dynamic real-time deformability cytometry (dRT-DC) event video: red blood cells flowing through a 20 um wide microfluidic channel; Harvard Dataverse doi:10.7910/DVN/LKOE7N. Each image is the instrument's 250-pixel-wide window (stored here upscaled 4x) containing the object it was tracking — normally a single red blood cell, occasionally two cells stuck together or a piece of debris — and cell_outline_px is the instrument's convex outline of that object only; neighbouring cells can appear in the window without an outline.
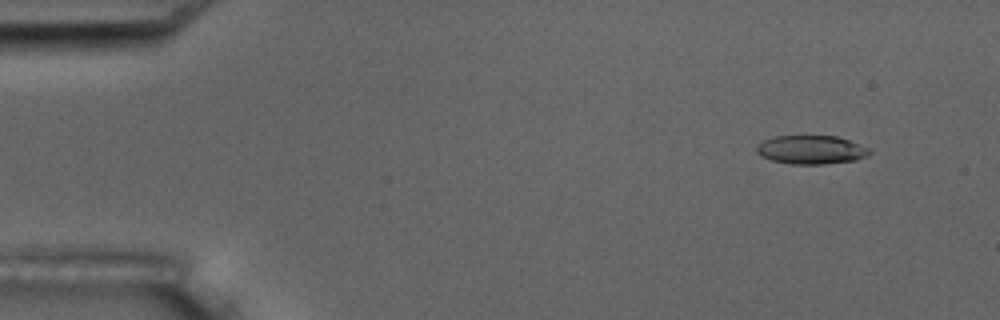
{"species": "common noctule bat (a hibernating species)", "species_latin": "Nyctalus noctula", "temperature_condition": "room temperature", "stored_images_in_passage": 11, "camera_frame_rate_fps": 3000, "um_per_image_px": 0.085, "animal": {"sex": "male", "body_mass_g": 17.5, "forearm_length_mm": 52.3}, "frame": {"image": 1, "passage_image": 2, "time_ms": 1.0, "image_size_px": [1000, 320], "cell_outline_px": [[872, 152], [868, 156], [856, 160], [824, 164], [792, 164], [772, 160], [760, 156], [756, 152], [756, 148], [764, 140], [772, 136], [836, 136], [848, 140], [868, 148]], "centroid_in_image_um": [68.94, 12.73], "position_along_channel_um": 16.1, "area_um2": 18.79}}
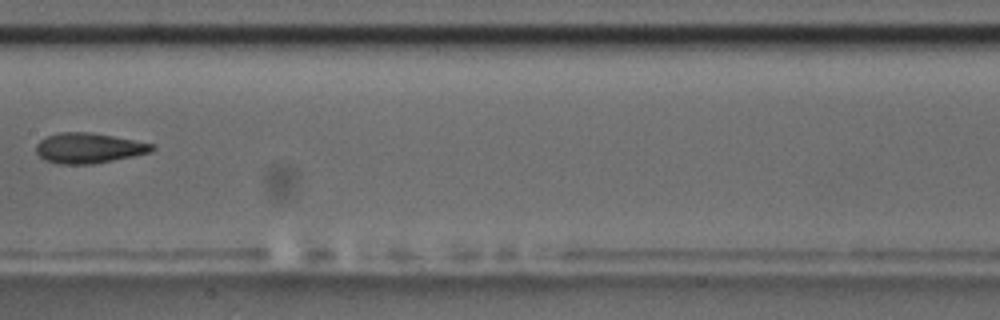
{"frame": {"image": 2, "passage_image": 8, "time_ms": 9.0, "image_size_px": [1000, 320], "cell_outline_px": [[156, 148], [152, 152], [92, 164], [60, 164], [44, 160], [36, 152], [36, 144], [40, 140], [48, 136], [60, 132], [88, 132], [112, 136], [156, 144]], "centroid_in_image_um": [7.55, 12.59], "position_along_channel_um": 199.9, "area_um2": 20.35}}
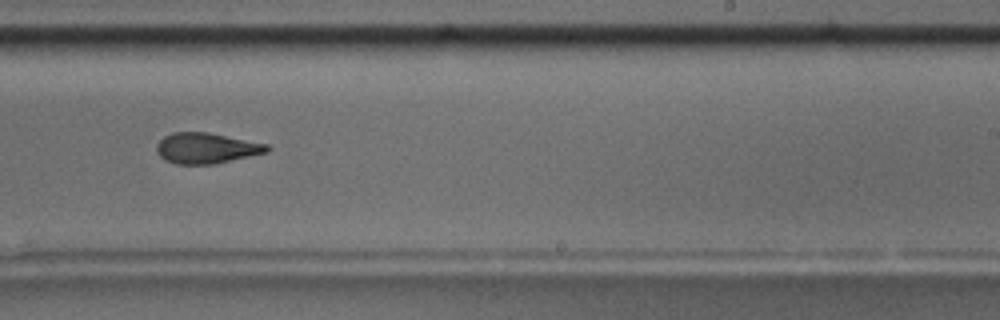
{"frame": {"image": 3, "passage_image": 10, "time_ms": 11.0, "image_size_px": [1000, 320], "cell_outline_px": [[272, 148], [268, 152], [216, 164], [176, 164], [164, 160], [156, 152], [156, 144], [164, 136], [172, 132], [208, 132], [268, 144]], "centroid_in_image_um": [17.54, 12.59], "position_along_channel_um": 271.5, "area_um2": 19.94}}